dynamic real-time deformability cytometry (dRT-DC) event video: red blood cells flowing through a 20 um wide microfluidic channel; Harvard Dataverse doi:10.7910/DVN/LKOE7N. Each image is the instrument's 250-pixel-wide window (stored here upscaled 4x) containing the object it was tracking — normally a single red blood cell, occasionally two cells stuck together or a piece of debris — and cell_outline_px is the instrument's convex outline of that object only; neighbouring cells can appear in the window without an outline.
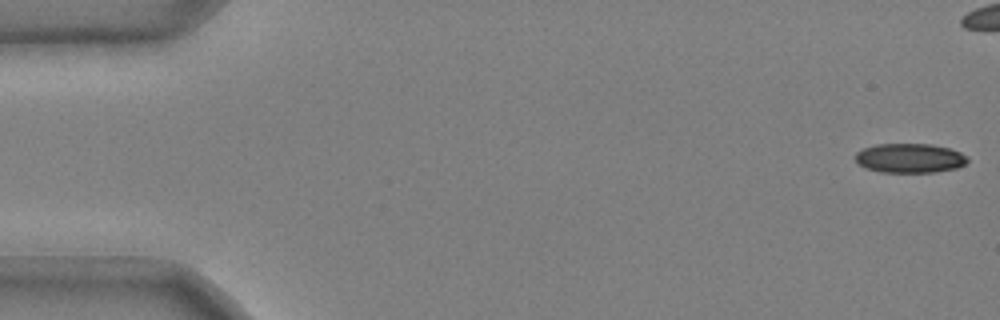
{"species": "common noctule bat (a hibernating species)", "species_latin": "Nyctalus noctula", "temperature_condition": "cold", "stored_images_in_passage": 44, "camera_frame_rate_fps": 3000, "um_per_image_px": 0.085, "animal": {"sex": "male", "body_mass_g": 20.4}, "frame": {"image": 1, "passage_image": 1, "time_ms": 0.0, "image_size_px": [1000, 320], "cell_outline_px": [[968, 160], [964, 164], [956, 168], [936, 172], [880, 172], [864, 168], [856, 164], [856, 152], [864, 148], [876, 144], [932, 144], [948, 148], [960, 152], [968, 156]], "centroid_in_image_um": [77.3, 13.44], "position_along_channel_um": 7.7, "area_um2": 19.31}}
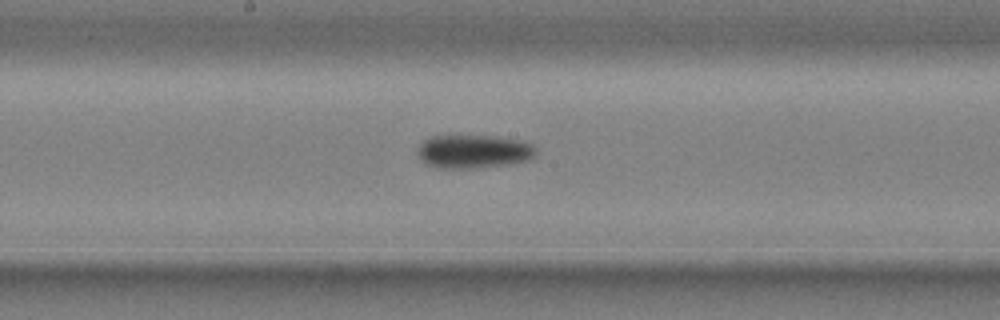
{"frame": {"image": 2, "passage_image": 28, "time_ms": 9.0, "image_size_px": [1000, 320], "cell_outline_px": [[536, 156], [532, 160], [516, 164], [476, 168], [436, 168], [424, 164], [416, 152], [420, 144], [424, 140], [432, 136], [496, 136], [524, 140], [532, 144], [536, 148]], "centroid_in_image_um": [40.32, 12.89], "position_along_channel_um": 207.9, "area_um2": 23.76}}
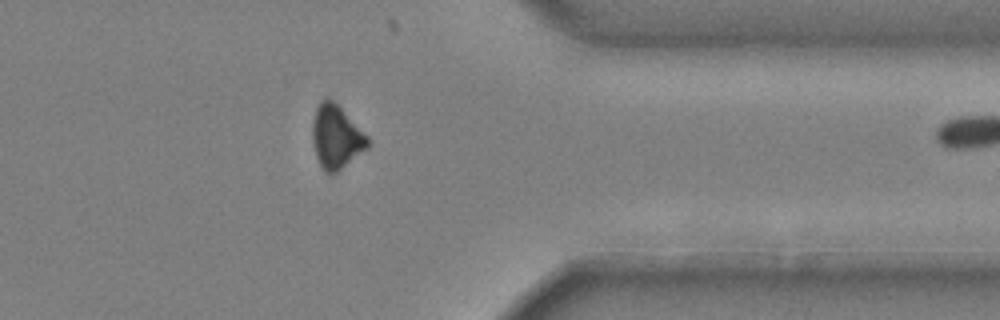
{"frame": {"image": 3, "passage_image": 43, "time_ms": 14.0, "image_size_px": [1000, 320], "cell_outline_px": [[368, 148], [336, 172], [328, 176], [324, 172], [316, 156], [312, 140], [312, 124], [316, 108], [320, 100], [324, 96], [328, 96], [368, 136]], "centroid_in_image_um": [28.54, 11.64], "position_along_channel_um": 382.9, "area_um2": 20.35}}